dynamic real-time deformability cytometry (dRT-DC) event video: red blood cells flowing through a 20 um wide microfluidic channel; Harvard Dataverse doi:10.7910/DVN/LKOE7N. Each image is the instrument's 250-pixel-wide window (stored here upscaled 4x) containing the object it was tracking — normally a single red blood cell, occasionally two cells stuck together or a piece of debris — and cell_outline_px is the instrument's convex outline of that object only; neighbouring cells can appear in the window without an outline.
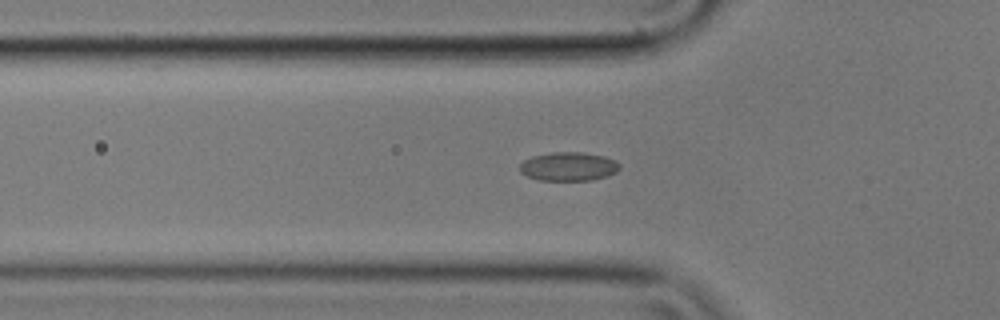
{"species": "common noctule bat (a hibernating species)", "species_latin": "Nyctalus noctula", "temperature_condition": "cold", "stored_images_in_passage": 49, "camera_frame_rate_fps": 3000, "um_per_image_px": 0.085, "animal": {"sex": "male", "body_mass_g": 17.9}, "frame": {"image": 1, "passage_image": 12, "time_ms": 3.667, "image_size_px": [1000, 320], "cell_outline_px": [[620, 168], [616, 172], [608, 176], [592, 180], [540, 180], [528, 176], [520, 172], [520, 164], [524, 160], [532, 156], [552, 152], [584, 152], [604, 156], [616, 160], [620, 164]], "centroid_in_image_um": [48.36, 14.14], "position_along_channel_um": 77.4, "area_um2": 16.82}}
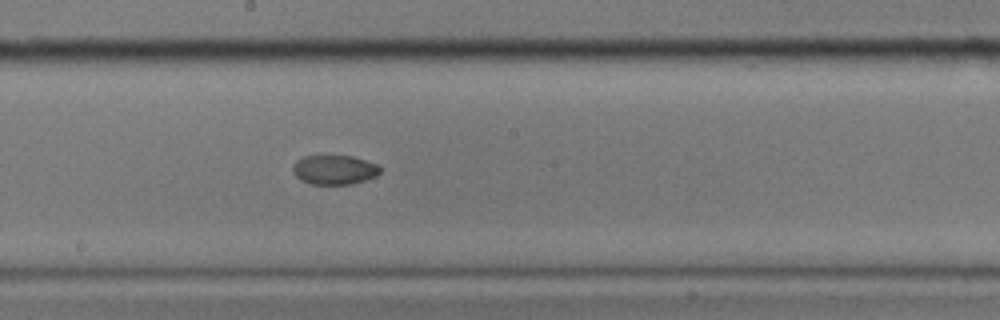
{"frame": {"image": 2, "passage_image": 24, "time_ms": 7.667, "image_size_px": [1000, 320], "cell_outline_px": [[380, 172], [376, 176], [352, 184], [308, 184], [300, 180], [292, 172], [292, 168], [296, 160], [304, 156], [352, 156], [376, 164], [380, 168]], "centroid_in_image_um": [28.38, 14.44], "position_along_channel_um": 219.8, "area_um2": 14.91}}
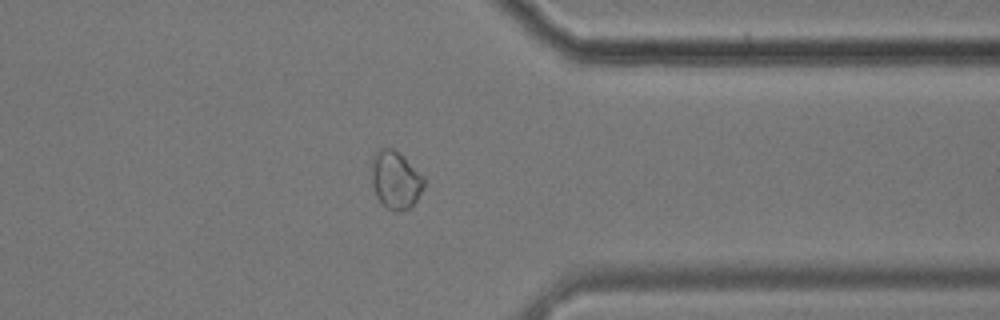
{"frame": {"image": 3, "passage_image": 38, "time_ms": 12.333, "image_size_px": [1000, 320], "cell_outline_px": [[424, 184], [416, 200], [408, 208], [396, 212], [388, 208], [376, 196], [372, 184], [372, 156], [380, 148], [392, 148], [424, 176]], "centroid_in_image_um": [33.6, 15.29], "position_along_channel_um": 377.8, "area_um2": 17.17}}